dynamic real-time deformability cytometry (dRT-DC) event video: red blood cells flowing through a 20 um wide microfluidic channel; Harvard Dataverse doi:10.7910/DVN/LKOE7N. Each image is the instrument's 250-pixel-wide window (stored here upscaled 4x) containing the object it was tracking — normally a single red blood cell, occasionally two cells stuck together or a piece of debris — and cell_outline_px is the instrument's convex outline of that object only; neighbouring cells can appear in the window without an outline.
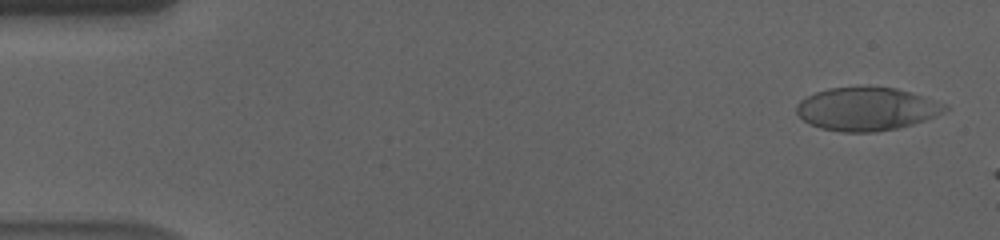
{"species": "human", "species_latin": "Homo sapiens", "temperature_condition": "cold", "stored_images_in_passage": 4, "camera_frame_rate_fps": 3000, "um_per_image_px": 0.085, "donor": {"sex": "male"}, "frame": {"image": 1, "passage_image": 2, "time_ms": 0.333, "image_size_px": [1000, 240], "cell_outline_px": [[948, 108], [944, 112], [936, 116], [912, 124], [896, 128], [876, 132], [840, 132], [820, 128], [804, 120], [796, 112], [796, 104], [800, 100], [816, 92], [828, 88], [896, 88], [912, 92], [948, 104]], "centroid_in_image_um": [73.69, 9.27], "position_along_channel_um": 11.3, "area_um2": 37.11}}